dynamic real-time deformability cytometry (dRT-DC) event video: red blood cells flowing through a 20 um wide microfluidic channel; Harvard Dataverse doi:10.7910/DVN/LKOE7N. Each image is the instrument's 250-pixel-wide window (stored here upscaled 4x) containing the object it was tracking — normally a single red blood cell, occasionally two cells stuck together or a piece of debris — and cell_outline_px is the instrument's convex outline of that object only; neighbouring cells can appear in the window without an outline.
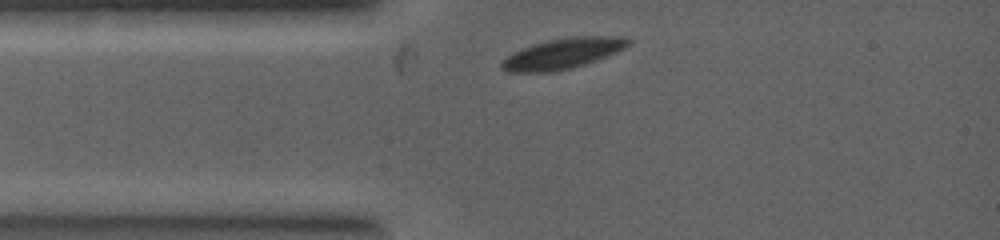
{"species": "common noctule bat (a hibernating species)", "species_latin": "Nyctalus noctula", "temperature_condition": "warm", "stored_images_in_passage": 3, "camera_frame_rate_fps": 5000, "um_per_image_px": 0.085, "animal": {"sex": "female", "body_mass_g": 19.0, "forearm_length_mm": 53.3}, "frame": {"image": 1, "passage_image": 1, "time_ms": 0.0, "image_size_px": [1000, 240], "cell_outline_px": [[632, 44], [624, 48], [596, 60], [584, 64], [568, 68], [548, 72], [512, 72], [504, 68], [500, 64], [508, 56], [520, 48], [532, 44], [548, 40], [572, 36], [620, 36], [632, 40]], "centroid_in_image_um": [47.87, 4.52], "position_along_channel_um": 37.1, "area_um2": 22.2}}